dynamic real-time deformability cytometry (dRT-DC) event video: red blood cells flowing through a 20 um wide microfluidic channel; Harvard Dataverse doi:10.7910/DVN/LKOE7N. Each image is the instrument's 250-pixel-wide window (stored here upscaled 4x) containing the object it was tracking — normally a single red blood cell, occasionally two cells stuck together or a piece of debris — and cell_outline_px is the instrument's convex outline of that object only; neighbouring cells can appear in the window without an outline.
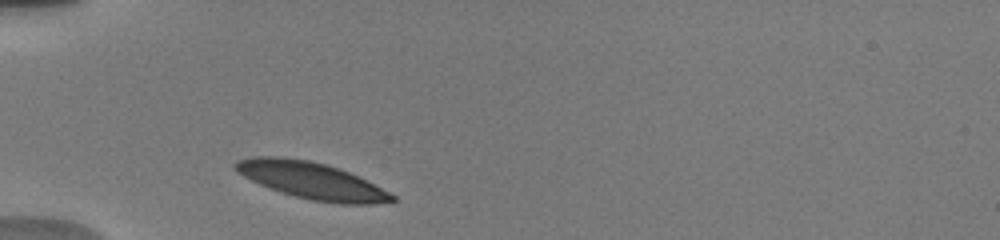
{"species": "human", "species_latin": "Homo sapiens", "temperature_condition": "warm", "stored_images_in_passage": 10, "camera_frame_rate_fps": 3000, "um_per_image_px": 0.085, "donor": {"sex": "male"}, "frame": {"image": 1, "passage_image": 1, "time_ms": 0.0, "image_size_px": [1000, 240], "cell_outline_px": [[396, 200], [372, 204], [340, 204], [312, 200], [296, 196], [268, 188], [236, 172], [232, 168], [232, 164], [236, 160], [252, 156], [280, 156], [308, 160], [324, 164], [348, 172], [396, 196]], "centroid_in_image_um": [26.39, 15.33], "position_along_channel_um": 58.6, "area_um2": 33.18}}
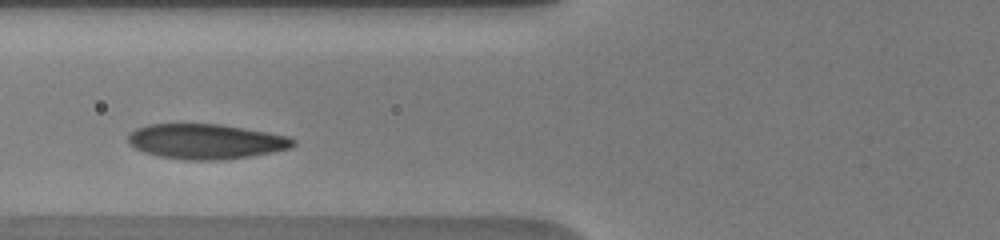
{"frame": {"image": 2, "passage_image": 4, "time_ms": 1.667, "image_size_px": [1000, 240], "cell_outline_px": [[296, 144], [292, 148], [272, 152], [248, 156], [220, 160], [188, 160], [156, 156], [144, 152], [128, 144], [128, 132], [136, 128], [148, 124], [220, 124], [268, 132], [288, 136], [296, 140]], "centroid_in_image_um": [17.48, 12.02], "position_along_channel_um": 108.3, "area_um2": 33.87}}
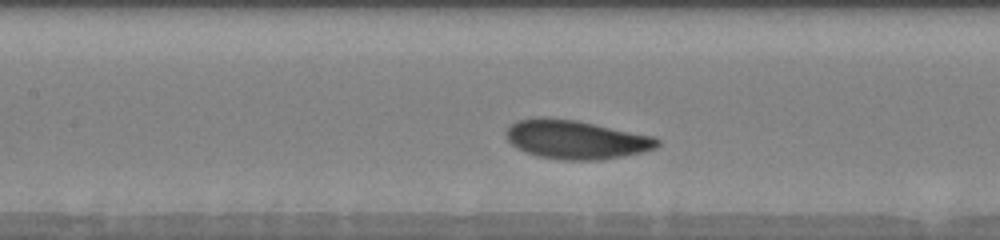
{"frame": {"image": 3, "passage_image": 7, "time_ms": 3.0, "image_size_px": [1000, 240], "cell_outline_px": [[660, 144], [656, 148], [644, 152], [600, 160], [560, 160], [536, 156], [516, 148], [504, 136], [504, 132], [512, 124], [520, 120], [540, 116], [576, 120], [652, 136], [660, 140]], "centroid_in_image_um": [48.93, 11.87], "position_along_channel_um": 158.5, "area_um2": 34.28}}